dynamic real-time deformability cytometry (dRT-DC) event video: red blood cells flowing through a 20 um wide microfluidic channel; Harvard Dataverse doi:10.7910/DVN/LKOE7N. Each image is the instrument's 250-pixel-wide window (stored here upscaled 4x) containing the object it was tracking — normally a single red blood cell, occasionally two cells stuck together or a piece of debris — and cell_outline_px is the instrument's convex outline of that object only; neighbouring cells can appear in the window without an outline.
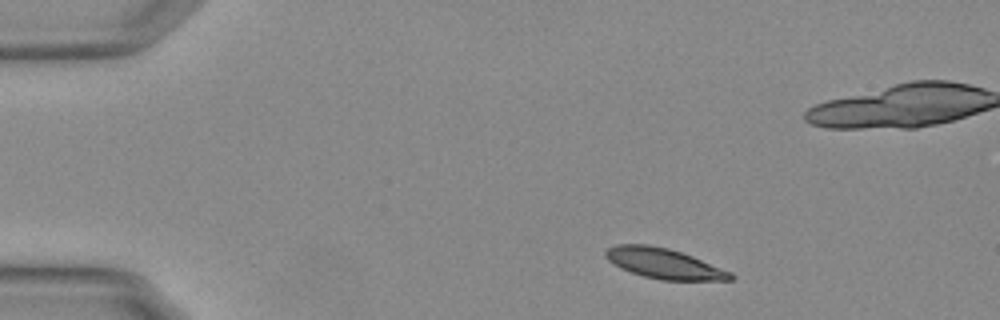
{"species": "Egyptian fruit bat (a non-hibernating species)", "species_latin": "Rousettus aegyptiacus", "temperature_condition": "warm", "stored_images_in_passage": 48, "camera_frame_rate_fps": 3000, "um_per_image_px": 0.085, "animal": {"sex": "female"}, "frame": {"image": 1, "passage_image": 1, "time_ms": 0.0, "image_size_px": [1000, 320], "cell_outline_px": [[736, 276], [732, 280], [660, 280], [644, 276], [620, 268], [608, 260], [604, 256], [604, 252], [608, 248], [616, 244], [648, 244], [668, 248], [692, 256], [732, 272]], "centroid_in_image_um": [56.43, 22.39], "position_along_channel_um": 28.6, "area_um2": 22.02}}
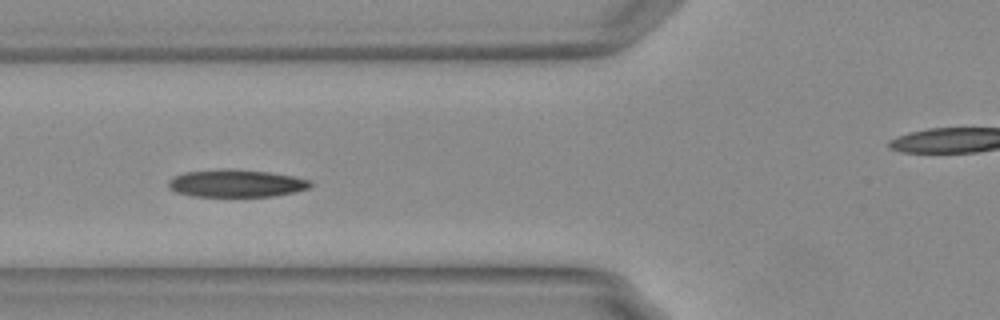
{"frame": {"image": 2, "passage_image": 13, "time_ms": 4.0, "image_size_px": [1000, 320], "cell_outline_px": [[316, 184], [312, 188], [296, 192], [272, 196], [192, 196], [176, 192], [168, 188], [168, 180], [172, 176], [184, 172], [268, 172], [292, 176], [312, 180]], "centroid_in_image_um": [20.16, 15.64], "position_along_channel_um": 105.6, "area_um2": 21.91}}
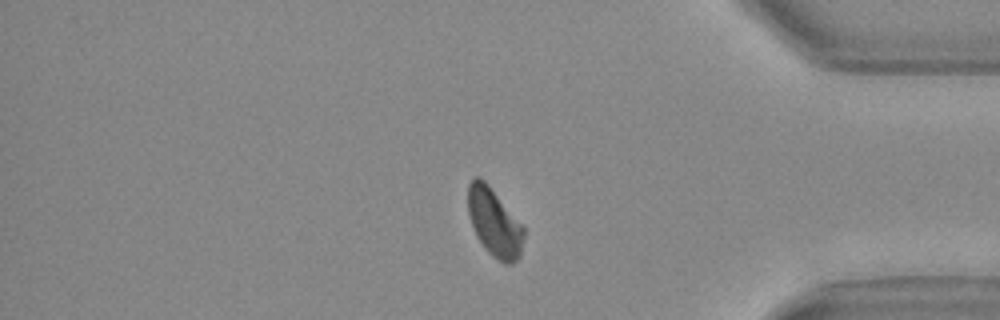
{"frame": {"image": 3, "passage_image": 38, "time_ms": 12.333, "image_size_px": [1000, 320], "cell_outline_px": [[524, 236], [520, 256], [512, 264], [504, 264], [492, 256], [484, 248], [476, 236], [468, 212], [468, 184], [476, 176], [480, 176], [488, 184], [524, 228]], "centroid_in_image_um": [42.01, 18.94], "position_along_channel_um": 393.2, "area_um2": 21.96}, "authors_computed_cell_mechanics": {"area_um2": 22.5998, "velocity_mm_per_s": 3.728, "shape_relaxation_time_tau1_ms": 3.6798, "shape_relaxation_time_tau2_ms": 3.3617, "deformation_change_tau1": 0.1561, "deformation_change_tau2": 0.0858}}